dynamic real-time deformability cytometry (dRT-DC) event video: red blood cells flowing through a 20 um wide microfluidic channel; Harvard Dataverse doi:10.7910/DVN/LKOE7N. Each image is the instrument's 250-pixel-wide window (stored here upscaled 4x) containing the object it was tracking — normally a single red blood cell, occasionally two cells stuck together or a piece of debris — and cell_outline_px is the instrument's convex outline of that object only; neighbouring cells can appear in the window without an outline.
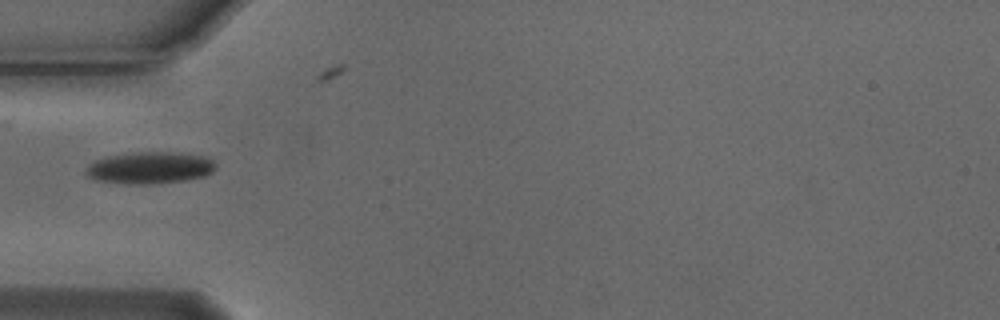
{"species": "Egyptian fruit bat (a non-hibernating species)", "species_latin": "Rousettus aegyptiacus", "temperature_condition": "cold", "stored_images_in_passage": 4, "camera_frame_rate_fps": 3000, "um_per_image_px": 0.085, "animal": {"sex": "male"}, "frame": {"image": 1, "passage_image": 1, "time_ms": 0.0, "image_size_px": [1000, 320], "cell_outline_px": [[216, 168], [212, 172], [204, 176], [188, 180], [152, 184], [128, 184], [96, 180], [88, 176], [84, 172], [88, 164], [96, 160], [108, 156], [132, 152], [180, 152], [208, 156], [216, 164]], "centroid_in_image_um": [12.77, 14.25], "position_along_channel_um": 72.2, "area_um2": 24.45}}
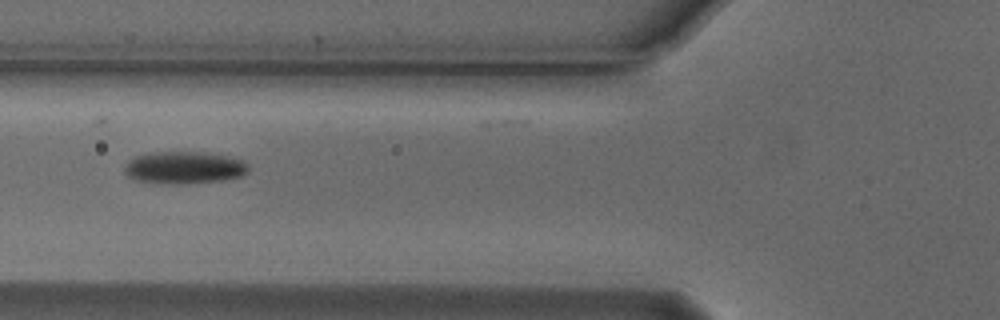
{"frame": {"image": 2, "passage_image": 2, "time_ms": 0.333, "image_size_px": [1000, 320], "cell_outline_px": [[248, 172], [244, 176], [224, 180], [180, 184], [172, 184], [140, 180], [128, 176], [124, 172], [124, 168], [128, 160], [136, 156], [152, 152], [208, 152], [228, 156], [244, 160], [248, 164]], "centroid_in_image_um": [15.71, 14.23], "position_along_channel_um": 110.1, "area_um2": 23.41}}
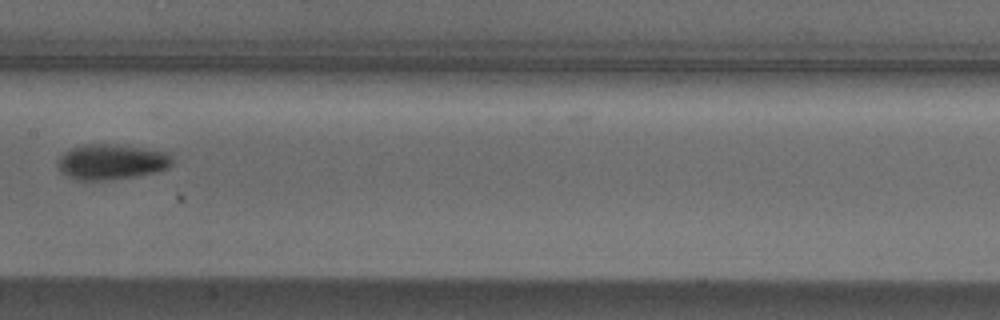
{"frame": {"image": 3, "passage_image": 4, "time_ms": 1.0, "image_size_px": [1000, 320], "cell_outline_px": [[172, 164], [168, 168], [160, 172], [136, 176], [104, 180], [80, 180], [68, 176], [60, 172], [60, 156], [64, 152], [72, 148], [84, 144], [116, 144], [168, 152], [172, 156]], "centroid_in_image_um": [9.53, 13.75], "position_along_channel_um": 197.9, "area_um2": 23.52}}